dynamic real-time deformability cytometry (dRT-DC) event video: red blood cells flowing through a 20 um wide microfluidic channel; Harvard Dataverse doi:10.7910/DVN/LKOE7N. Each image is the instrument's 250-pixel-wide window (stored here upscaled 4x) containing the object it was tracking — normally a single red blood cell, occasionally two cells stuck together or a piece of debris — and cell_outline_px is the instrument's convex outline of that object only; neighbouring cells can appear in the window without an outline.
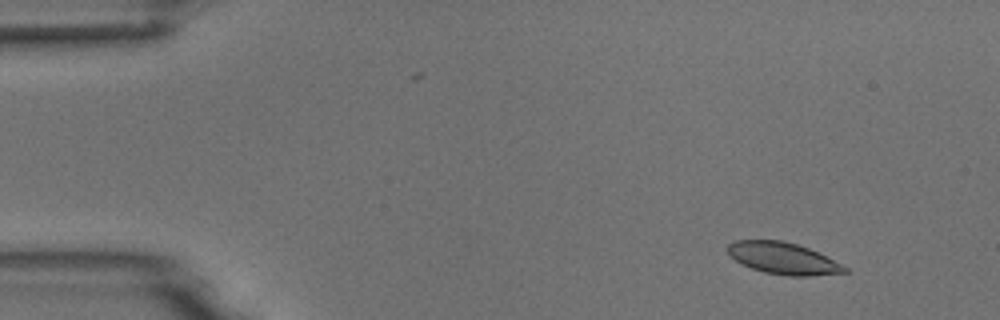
{"species": "common noctule bat (a hibernating species)", "species_latin": "Nyctalus noctula", "temperature_condition": "room temperature", "stored_images_in_passage": 4, "camera_frame_rate_fps": 3000, "um_per_image_px": 0.085, "animal": {"sex": "male", "body_mass_g": 18.8}, "frame": {"image": 1, "passage_image": 2, "time_ms": 0.333, "image_size_px": [1000, 320], "cell_outline_px": [[852, 272], [808, 276], [788, 276], [764, 272], [752, 268], [736, 260], [728, 252], [728, 244], [736, 240], [784, 240], [808, 248], [848, 268]], "centroid_in_image_um": [66.58, 21.96], "position_along_channel_um": 18.4, "area_um2": 21.33}}